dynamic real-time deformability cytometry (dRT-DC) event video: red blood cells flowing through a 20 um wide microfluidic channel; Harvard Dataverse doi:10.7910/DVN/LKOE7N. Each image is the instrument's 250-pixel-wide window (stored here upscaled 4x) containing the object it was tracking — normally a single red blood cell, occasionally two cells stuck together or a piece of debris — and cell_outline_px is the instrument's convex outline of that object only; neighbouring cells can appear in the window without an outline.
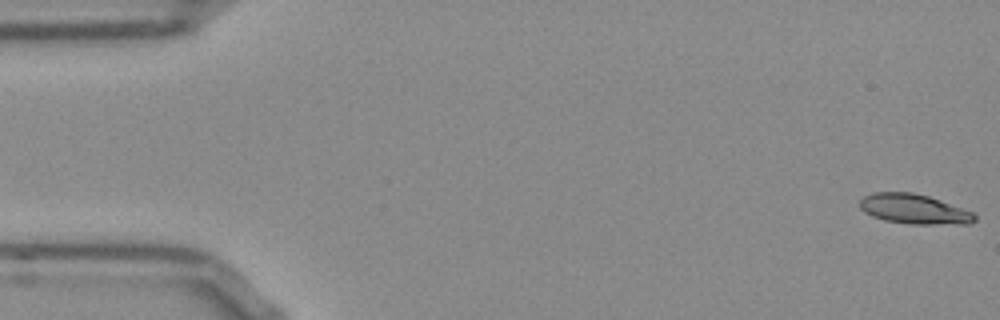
{"species": "Egyptian fruit bat (a non-hibernating species)", "species_latin": "Rousettus aegyptiacus", "temperature_condition": "room temperature", "stored_images_in_passage": 10, "camera_frame_rate_fps": 3000, "um_per_image_px": 0.085, "frame": {"image": 1, "passage_image": 1, "time_ms": 0.0, "image_size_px": [1000, 320], "cell_outline_px": [[976, 220], [968, 224], [912, 224], [884, 220], [872, 216], [864, 212], [860, 208], [860, 200], [864, 196], [872, 192], [912, 192], [928, 196], [940, 200], [972, 212], [976, 216]], "centroid_in_image_um": [77.67, 17.77], "position_along_channel_um": 7.3, "area_um2": 19.88}}